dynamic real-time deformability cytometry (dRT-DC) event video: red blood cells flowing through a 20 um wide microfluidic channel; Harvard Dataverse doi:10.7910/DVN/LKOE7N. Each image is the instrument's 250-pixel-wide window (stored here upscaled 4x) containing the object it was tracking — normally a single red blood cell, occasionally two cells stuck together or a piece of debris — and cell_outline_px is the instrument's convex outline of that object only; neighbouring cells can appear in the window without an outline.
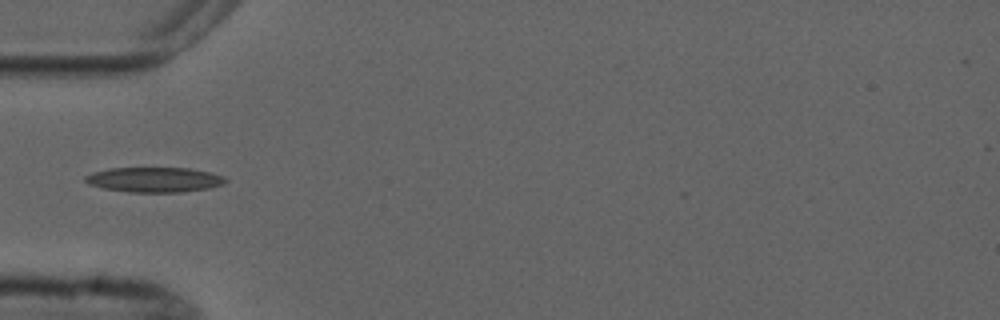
{"species": "common noctule bat (a hibernating species)", "species_latin": "Nyctalus noctula", "temperature_condition": "cold", "stored_images_in_passage": 5, "camera_frame_rate_fps": 3000, "um_per_image_px": 0.085, "animal": {"sex": "male", "forearm_length_mm": 52.5}, "frame": {"image": 1, "passage_image": 5, "time_ms": 4.333, "image_size_px": [1000, 320], "cell_outline_px": [[228, 180], [224, 184], [208, 188], [180, 192], [128, 192], [104, 188], [88, 184], [84, 180], [84, 176], [92, 172], [108, 168], [188, 168], [212, 172], [224, 176]], "centroid_in_image_um": [13.12, 15.26], "position_along_channel_um": 71.9, "area_um2": 20.52}}